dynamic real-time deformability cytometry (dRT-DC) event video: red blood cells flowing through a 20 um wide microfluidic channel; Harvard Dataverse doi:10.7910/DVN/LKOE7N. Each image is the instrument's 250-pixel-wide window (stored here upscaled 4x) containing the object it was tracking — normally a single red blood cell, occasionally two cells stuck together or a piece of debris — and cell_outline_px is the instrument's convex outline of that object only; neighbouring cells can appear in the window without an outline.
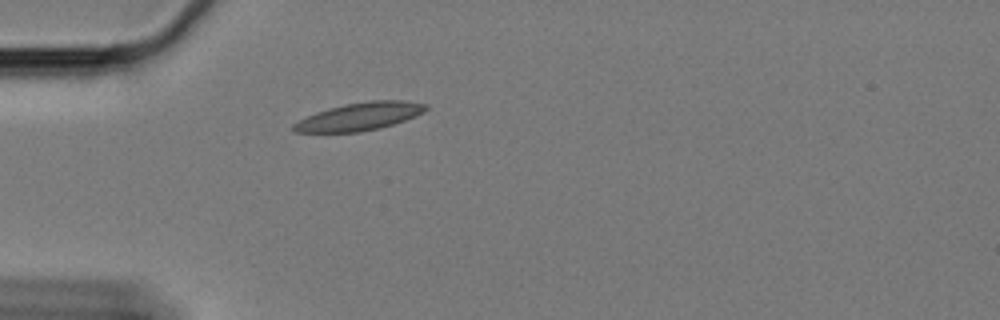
{"species": "Egyptian fruit bat (a non-hibernating species)", "species_latin": "Rousettus aegyptiacus", "temperature_condition": "cold", "stored_images_in_passage": 45, "camera_frame_rate_fps": 3000, "um_per_image_px": 0.085, "animal": {"sex": "female"}, "frame": {"image": 1, "passage_image": 1, "time_ms": 0.0, "image_size_px": [1000, 320], "cell_outline_px": [[428, 108], [424, 112], [416, 116], [380, 128], [360, 132], [296, 132], [292, 128], [292, 124], [316, 112], [328, 108], [344, 104], [372, 100], [404, 100], [428, 104]], "centroid_in_image_um": [30.59, 9.89], "position_along_channel_um": 54.4, "area_um2": 21.39}}
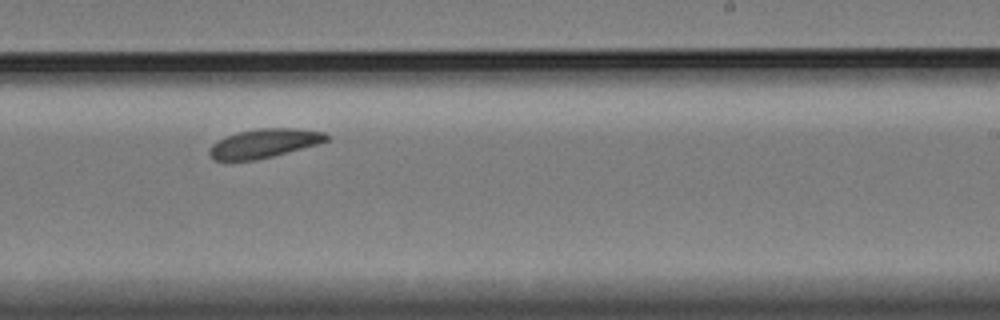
{"frame": {"image": 2, "passage_image": 22, "time_ms": 7.0, "image_size_px": [1000, 320], "cell_outline_px": [[332, 136], [328, 140], [320, 144], [256, 160], [212, 160], [208, 152], [208, 148], [216, 140], [224, 136], [236, 132], [260, 128], [296, 128], [324, 132]], "centroid_in_image_um": [22.45, 12.17], "position_along_channel_um": 266.6, "area_um2": 20.06}}
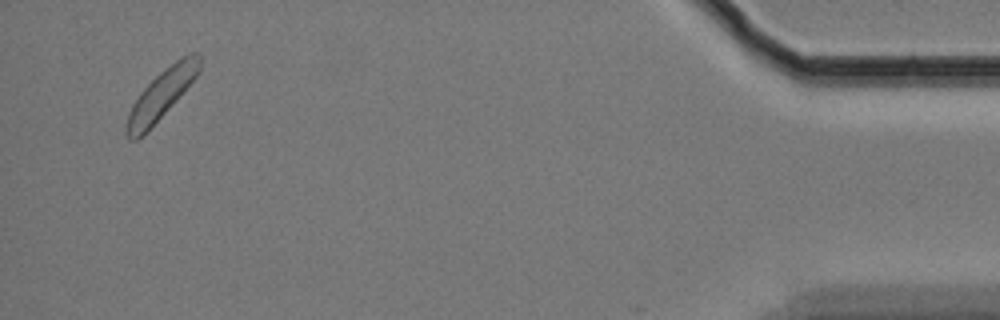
{"frame": {"image": 3, "passage_image": 43, "time_ms": 14.0, "image_size_px": [1000, 320], "cell_outline_px": [[200, 72], [176, 100], [136, 140], [128, 140], [124, 132], [124, 128], [128, 112], [132, 104], [140, 92], [160, 72], [180, 56], [188, 52], [200, 52]], "centroid_in_image_um": [13.7, 7.99], "position_along_channel_um": 421.5, "area_um2": 20.63}, "authors_computed_cell_mechanics": {"area_um2": 20.4034, "velocity_mm_per_s": 3.1947, "shape_relaxation_time_tau1_ms": null, "shape_relaxation_time_tau2_ms": 6.9711, "deformation_change_tau1": null, "deformation_change_tau2": 0.1059}}